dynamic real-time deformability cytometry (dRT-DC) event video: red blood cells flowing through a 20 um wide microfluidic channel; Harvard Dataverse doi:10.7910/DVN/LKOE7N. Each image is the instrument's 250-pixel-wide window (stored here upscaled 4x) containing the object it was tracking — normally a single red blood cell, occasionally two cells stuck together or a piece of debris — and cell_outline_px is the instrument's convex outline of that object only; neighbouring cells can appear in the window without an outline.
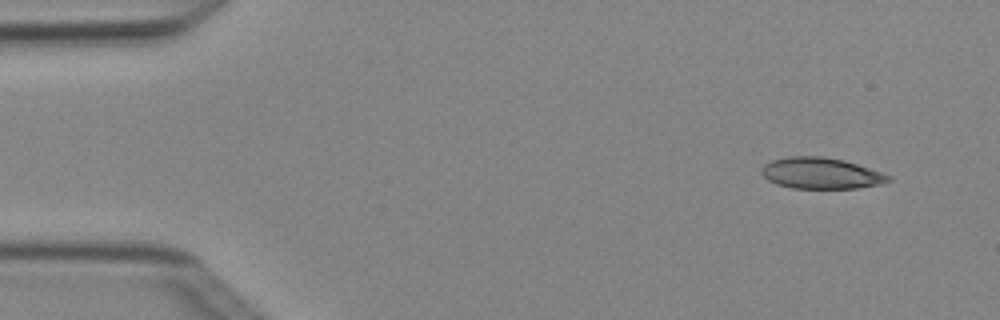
{"species": "Egyptian fruit bat (a non-hibernating species)", "species_latin": "Rousettus aegyptiacus", "temperature_condition": "cold", "stored_images_in_passage": 7, "camera_frame_rate_fps": 3000, "um_per_image_px": 0.085, "animal": {"sex": "female"}, "frame": {"image": 1, "passage_image": 1, "time_ms": 0.0, "image_size_px": [1000, 320], "cell_outline_px": [[892, 180], [880, 184], [856, 188], [792, 188], [776, 184], [768, 180], [760, 172], [760, 168], [764, 164], [772, 160], [788, 156], [824, 156], [844, 160], [892, 176]], "centroid_in_image_um": [69.75, 14.72], "position_along_channel_um": 15.3, "area_um2": 23.06}}
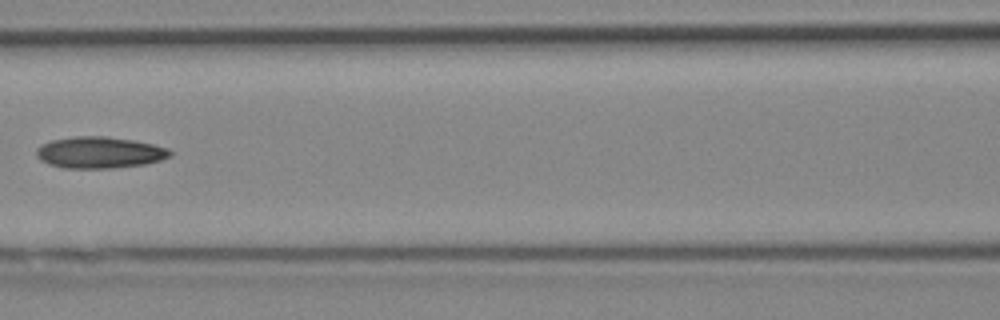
{"frame": {"image": 2, "passage_image": 6, "time_ms": 1.667, "image_size_px": [1000, 320], "cell_outline_px": [[172, 156], [160, 160], [144, 164], [112, 168], [64, 168], [48, 164], [40, 160], [36, 156], [36, 148], [40, 144], [52, 140], [76, 136], [104, 136], [132, 140], [152, 144], [168, 148], [172, 152]], "centroid_in_image_um": [8.43, 12.96], "position_along_channel_um": 158.2, "area_um2": 24.57}}
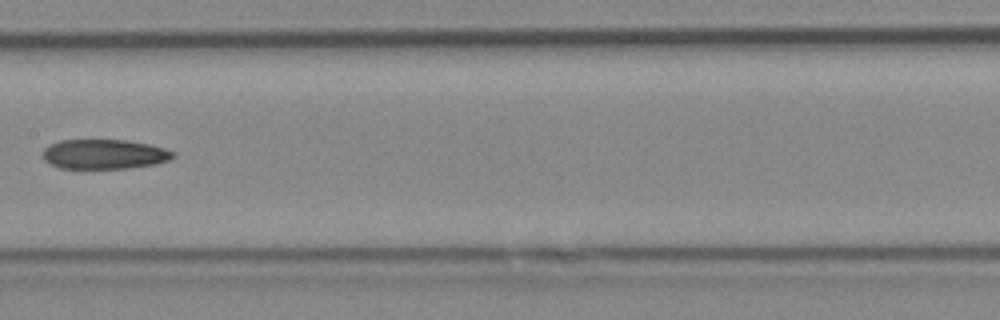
{"frame": {"image": 3, "passage_image": 7, "time_ms": 2.0, "image_size_px": [1000, 320], "cell_outline_px": [[176, 156], [168, 160], [156, 164], [128, 168], [60, 168], [48, 164], [44, 160], [44, 148], [48, 144], [60, 140], [124, 140], [148, 144], [164, 148], [176, 152]], "centroid_in_image_um": [8.86, 13.1], "position_along_channel_um": 198.5, "area_um2": 22.6}}